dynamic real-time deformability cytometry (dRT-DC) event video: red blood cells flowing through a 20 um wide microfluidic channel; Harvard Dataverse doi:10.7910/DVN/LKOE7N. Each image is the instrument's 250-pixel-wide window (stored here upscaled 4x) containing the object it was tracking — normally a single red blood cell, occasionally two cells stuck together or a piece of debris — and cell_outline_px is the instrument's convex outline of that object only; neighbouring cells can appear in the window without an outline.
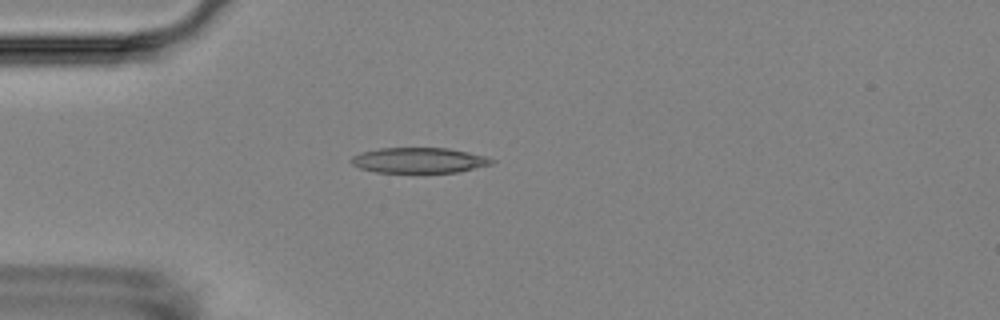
{"species": "Egyptian fruit bat (a non-hibernating species)", "species_latin": "Rousettus aegyptiacus", "temperature_condition": "room temperature", "stored_images_in_passage": 2, "camera_frame_rate_fps": 3000, "um_per_image_px": 0.085, "animal": {"sex": "female"}, "frame": {"image": 1, "passage_image": 1, "time_ms": 0.0, "image_size_px": [1000, 320], "cell_outline_px": [[496, 160], [492, 164], [456, 172], [376, 172], [360, 168], [352, 164], [348, 160], [352, 156], [360, 152], [380, 148], [448, 148], [468, 152], [484, 156]], "centroid_in_image_um": [35.57, 13.62], "position_along_channel_um": 49.4, "area_um2": 20.69}}